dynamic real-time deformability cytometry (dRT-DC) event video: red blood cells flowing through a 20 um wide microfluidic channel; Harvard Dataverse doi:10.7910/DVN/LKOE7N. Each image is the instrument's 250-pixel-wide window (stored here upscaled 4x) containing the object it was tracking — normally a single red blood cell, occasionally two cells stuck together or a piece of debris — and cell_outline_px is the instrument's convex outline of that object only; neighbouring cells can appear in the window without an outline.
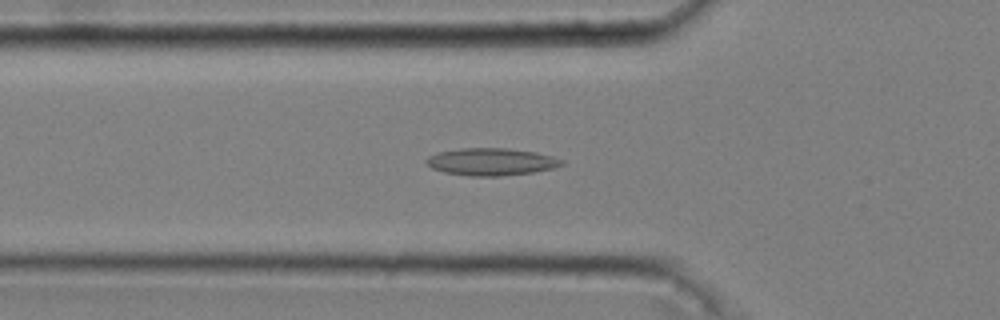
{"species": "common noctule bat (a hibernating species)", "species_latin": "Nyctalus noctula", "temperature_condition": "cold", "stored_images_in_passage": 45, "camera_frame_rate_fps": 3000, "um_per_image_px": 0.085, "animal": {"sex": "male", "body_mass_g": 20.4}, "frame": {"image": 1, "passage_image": 11, "time_ms": 3.333, "image_size_px": [1000, 320], "cell_outline_px": [[564, 164], [552, 168], [532, 172], [500, 176], [472, 176], [444, 172], [432, 168], [424, 160], [428, 156], [436, 152], [460, 148], [508, 148], [536, 152], [552, 156], [564, 160]], "centroid_in_image_um": [41.73, 13.74], "position_along_channel_um": 84.1, "area_um2": 21.56}}
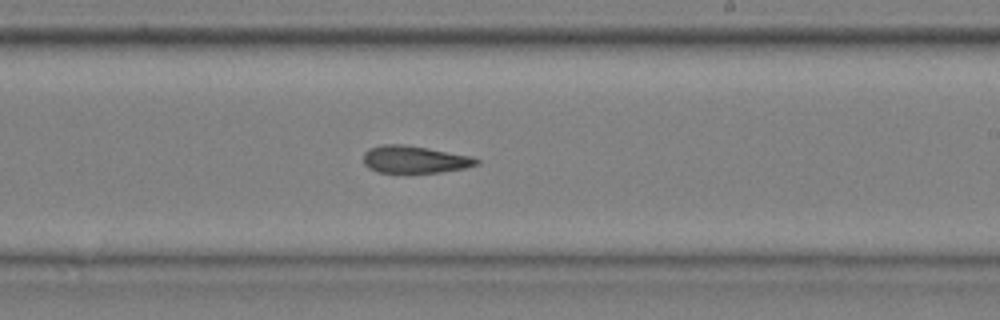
{"frame": {"image": 2, "passage_image": 25, "time_ms": 8.0, "image_size_px": [1000, 320], "cell_outline_px": [[480, 164], [464, 168], [440, 172], [376, 172], [368, 168], [364, 164], [364, 152], [368, 148], [380, 144], [404, 144], [428, 148], [472, 156], [480, 160]], "centroid_in_image_um": [35.23, 13.54], "position_along_channel_um": 253.8, "area_um2": 18.09}}
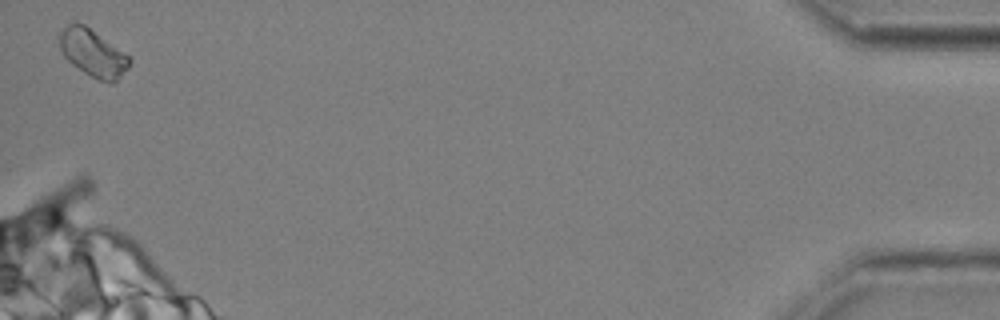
{"frame": {"image": 3, "passage_image": 45, "time_ms": 14.667, "image_size_px": [1000, 320], "cell_outline_px": [[132, 60], [128, 68], [116, 80], [100, 80], [84, 72], [72, 64], [64, 56], [60, 48], [60, 32], [68, 24], [84, 24], [128, 56]], "centroid_in_image_um": [7.88, 4.5], "position_along_channel_um": 427.3, "area_um2": 18.38}, "authors_computed_cell_mechanics": {"area_um2": 18.785, "velocity_mm_per_s": 3.633, "shape_relaxation_time_tau1_ms": null, "shape_relaxation_time_tau2_ms": 10.1014, "deformation_change_tau1": null, "deformation_change_tau2": 0.1992}}